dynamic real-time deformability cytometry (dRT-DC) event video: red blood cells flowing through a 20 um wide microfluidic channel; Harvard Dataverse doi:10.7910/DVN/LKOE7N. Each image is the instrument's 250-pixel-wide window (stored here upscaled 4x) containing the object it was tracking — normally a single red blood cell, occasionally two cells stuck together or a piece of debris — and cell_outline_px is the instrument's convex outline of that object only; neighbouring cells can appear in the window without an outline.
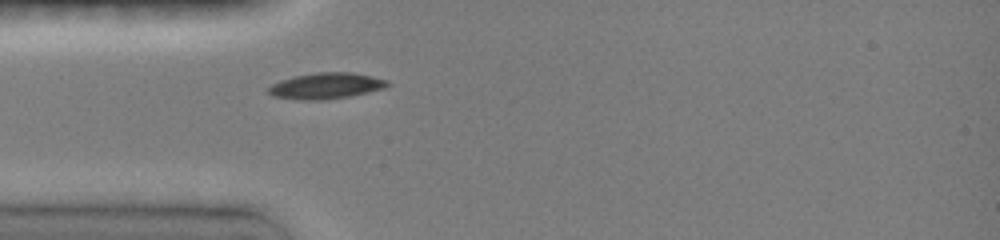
{"species": "common noctule bat (a hibernating species)", "species_latin": "Nyctalus noctula", "temperature_condition": "room temperature", "stored_images_in_passage": 7, "camera_frame_rate_fps": 3000, "um_per_image_px": 0.085, "animal": {"sex": "female", "body_mass_g": 19.0, "forearm_length_mm": 51.5}, "frame": {"image": 1, "passage_image": 1, "time_ms": 0.0, "image_size_px": [1000, 240], "cell_outline_px": [[392, 84], [384, 88], [348, 96], [320, 100], [304, 100], [272, 96], [268, 92], [268, 88], [272, 84], [280, 80], [292, 76], [316, 72], [352, 72], [372, 76], [388, 80]], "centroid_in_image_um": [27.71, 7.28], "position_along_channel_um": 57.3, "area_um2": 18.03}}
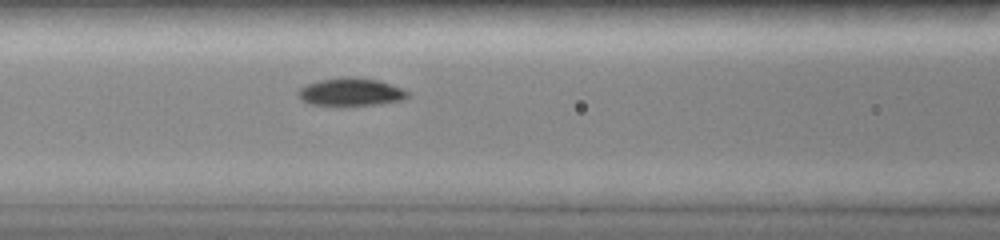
{"frame": {"image": 2, "passage_image": 7, "time_ms": 2.0, "image_size_px": [1000, 240], "cell_outline_px": [[408, 96], [404, 100], [380, 104], [344, 108], [308, 104], [296, 96], [296, 92], [300, 88], [308, 84], [320, 80], [344, 76], [352, 76], [380, 80], [404, 88], [408, 92]], "centroid_in_image_um": [29.81, 7.85], "position_along_channel_um": 136.8, "area_um2": 18.79}}